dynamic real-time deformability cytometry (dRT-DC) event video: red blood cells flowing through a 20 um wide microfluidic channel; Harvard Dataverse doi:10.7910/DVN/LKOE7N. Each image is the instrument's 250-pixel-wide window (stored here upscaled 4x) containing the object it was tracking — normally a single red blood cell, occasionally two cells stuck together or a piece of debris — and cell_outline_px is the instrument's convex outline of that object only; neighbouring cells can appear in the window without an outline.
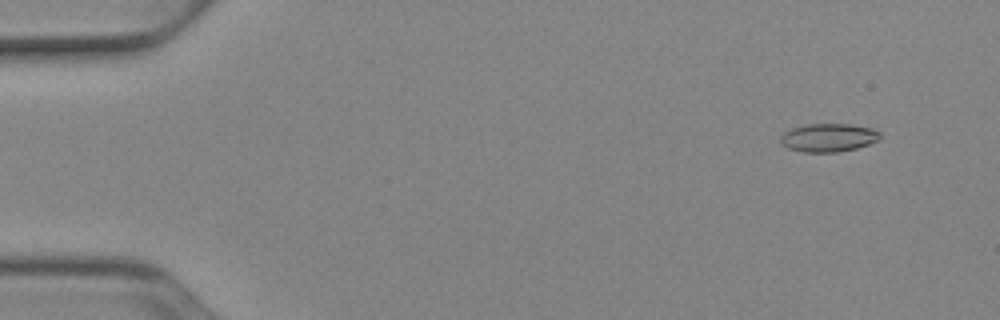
{"species": "Egyptian fruit bat (a non-hibernating species)", "species_latin": "Rousettus aegyptiacus", "temperature_condition": "cold", "stored_images_in_passage": 53, "camera_frame_rate_fps": 3000, "um_per_image_px": 0.085, "animal": {"sex": "female"}, "frame": {"image": 1, "passage_image": 5, "time_ms": 1.333, "image_size_px": [1000, 320], "cell_outline_px": [[880, 140], [856, 148], [836, 152], [800, 152], [788, 148], [780, 140], [780, 136], [784, 132], [792, 128], [808, 124], [848, 124], [872, 128], [880, 132]], "centroid_in_image_um": [70.42, 11.7], "position_along_channel_um": 14.6, "area_um2": 16.36}}
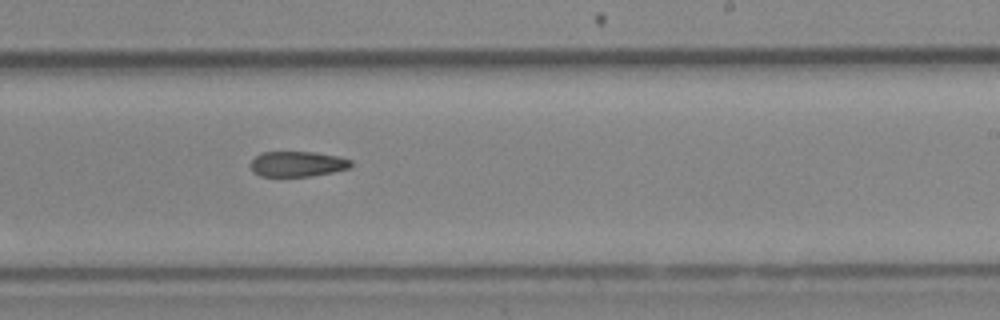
{"frame": {"image": 2, "passage_image": 33, "time_ms": 10.667, "image_size_px": [1000, 320], "cell_outline_px": [[352, 168], [312, 176], [260, 176], [252, 172], [252, 160], [260, 152], [312, 152], [336, 156], [352, 160]], "centroid_in_image_um": [25.3, 13.94], "position_along_channel_um": 263.7, "area_um2": 14.8}}
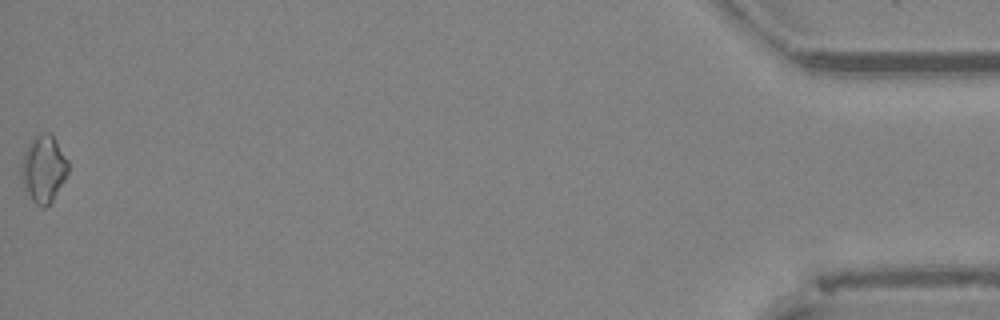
{"frame": {"image": 3, "passage_image": 53, "time_ms": 17.333, "image_size_px": [1000, 320], "cell_outline_px": [[68, 172], [64, 180], [52, 200], [44, 208], [36, 204], [32, 200], [24, 188], [20, 172], [24, 152], [32, 136], [40, 132], [52, 132], [68, 160]], "centroid_in_image_um": [3.7, 14.29], "position_along_channel_um": 431.5, "area_um2": 18.44}}